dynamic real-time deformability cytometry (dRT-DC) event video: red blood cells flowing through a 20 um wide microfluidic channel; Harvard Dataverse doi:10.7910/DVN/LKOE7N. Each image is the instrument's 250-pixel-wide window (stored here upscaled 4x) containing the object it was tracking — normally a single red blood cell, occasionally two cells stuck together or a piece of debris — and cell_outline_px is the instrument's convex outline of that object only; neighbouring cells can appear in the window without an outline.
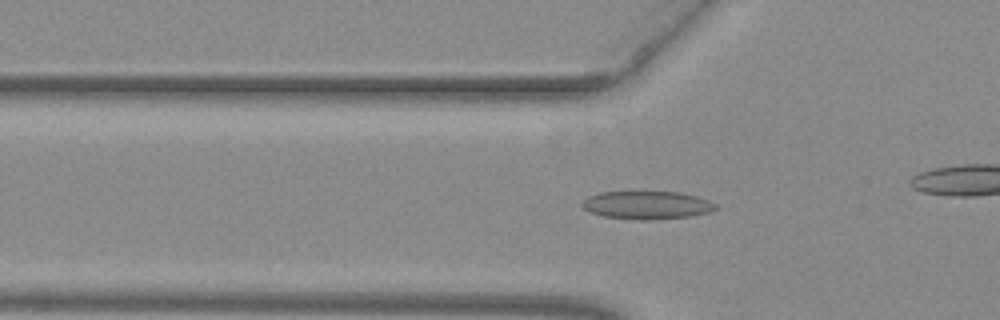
{"species": "common noctule bat (a hibernating species)", "species_latin": "Nyctalus noctula", "temperature_condition": "warm", "stored_images_in_passage": 44, "camera_frame_rate_fps": 3000, "um_per_image_px": 0.085, "animal": {"sex": "female", "body_mass_g": 29.2, "forearm_length_mm": 56.3}, "frame": {"image": 1, "passage_image": 19, "time_ms": 6.0, "image_size_px": [1000, 320], "cell_outline_px": [[716, 208], [712, 212], [692, 216], [652, 220], [640, 220], [604, 216], [592, 212], [584, 208], [580, 204], [588, 196], [600, 192], [680, 192], [696, 196], [708, 200], [716, 204]], "centroid_in_image_um": [55.02, 17.44], "position_along_channel_um": 70.8, "area_um2": 21.79}}
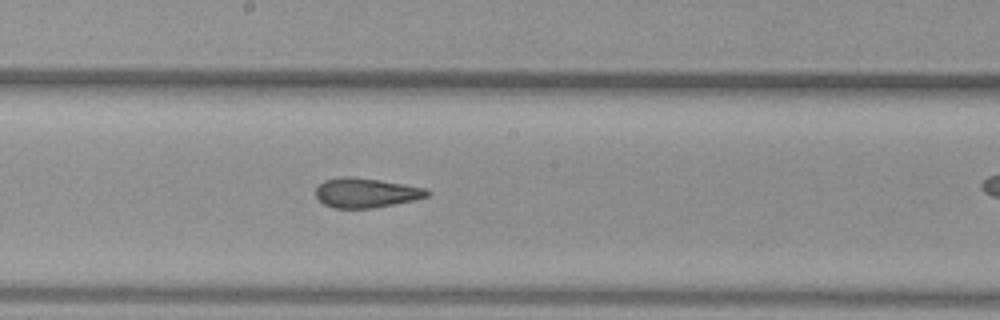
{"frame": {"image": 2, "passage_image": 30, "time_ms": 9.667, "image_size_px": [1000, 320], "cell_outline_px": [[432, 192], [428, 196], [412, 200], [372, 208], [332, 208], [324, 204], [316, 196], [316, 188], [324, 180], [340, 176], [352, 176], [380, 180], [404, 184], [424, 188]], "centroid_in_image_um": [31.08, 16.38], "position_along_channel_um": 217.1, "area_um2": 19.13}}
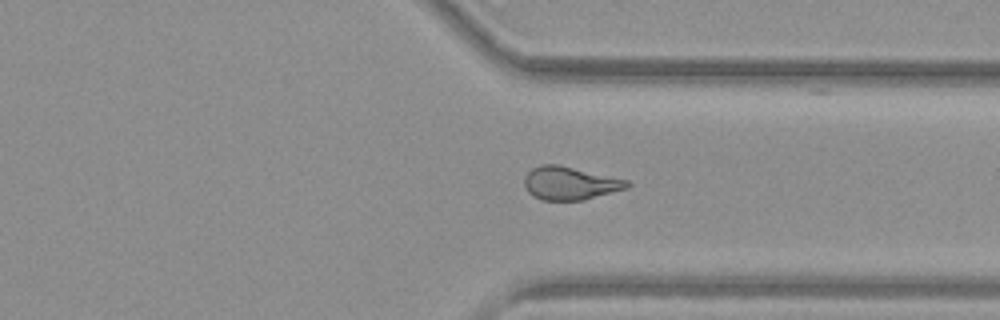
{"frame": {"image": 3, "passage_image": 41, "time_ms": 13.333, "image_size_px": [1000, 320], "cell_outline_px": [[632, 184], [628, 188], [584, 200], [540, 200], [532, 196], [528, 192], [524, 184], [524, 176], [532, 168], [540, 164], [560, 164], [628, 180]], "centroid_in_image_um": [48.44, 15.57], "position_along_channel_um": 363.0, "area_um2": 20.11}}